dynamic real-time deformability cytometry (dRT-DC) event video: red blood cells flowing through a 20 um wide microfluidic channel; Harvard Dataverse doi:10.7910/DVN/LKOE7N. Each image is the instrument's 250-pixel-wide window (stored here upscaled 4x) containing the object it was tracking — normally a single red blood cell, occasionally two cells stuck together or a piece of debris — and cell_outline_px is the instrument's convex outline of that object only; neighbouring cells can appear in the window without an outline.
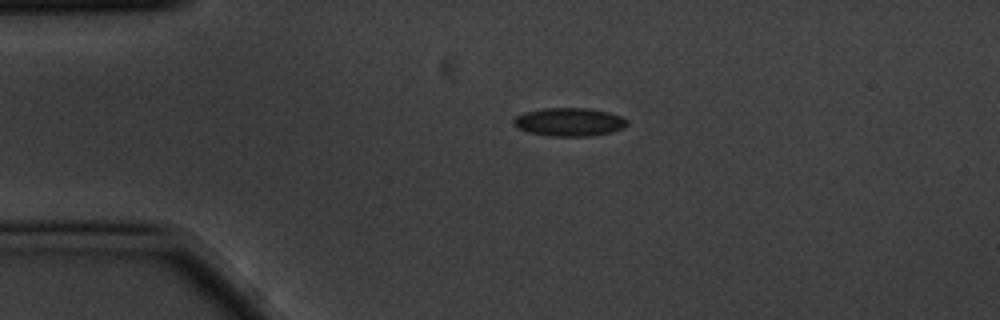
{"species": "common noctule bat (a hibernating species)", "species_latin": "Nyctalus noctula", "temperature_condition": "cold", "stored_images_in_passage": 3, "camera_frame_rate_fps": 3000, "um_per_image_px": 0.085, "animal": {"sex": "male", "body_mass_g": 20.1, "forearm_length_mm": 53.5}, "frame": {"image": 1, "passage_image": 2, "time_ms": 0.333, "image_size_px": [1000, 320], "cell_outline_px": [[628, 124], [624, 128], [612, 132], [592, 136], [552, 136], [528, 132], [516, 128], [512, 124], [512, 120], [516, 116], [524, 112], [544, 108], [588, 108], [608, 112], [620, 116], [628, 120]], "centroid_in_image_um": [48.37, 10.37], "position_along_channel_um": 36.6, "area_um2": 18.9}}